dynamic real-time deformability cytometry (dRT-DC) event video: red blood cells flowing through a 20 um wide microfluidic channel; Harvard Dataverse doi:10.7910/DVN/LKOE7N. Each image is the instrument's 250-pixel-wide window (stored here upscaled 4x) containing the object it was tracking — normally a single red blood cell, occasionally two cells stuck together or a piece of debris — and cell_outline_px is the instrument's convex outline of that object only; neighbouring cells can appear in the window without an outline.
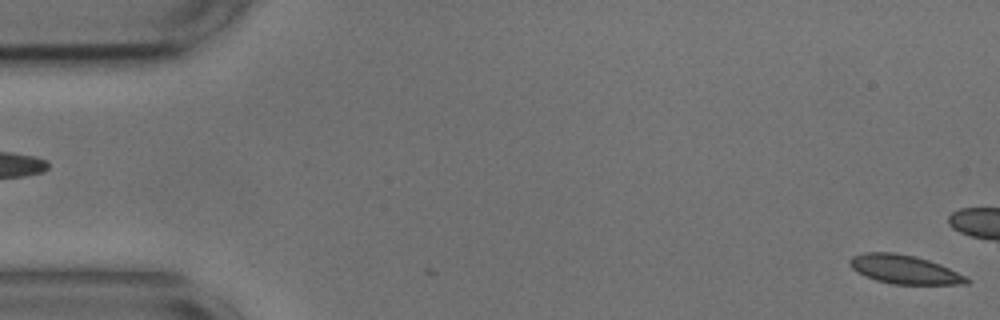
{"species": "common noctule bat (a hibernating species)", "species_latin": "Nyctalus noctula", "temperature_condition": "cold", "stored_images_in_passage": 12, "camera_frame_rate_fps": 3000, "um_per_image_px": 0.085, "animal": {"sex": "male", "body_mass_g": 17.9, "forearm_length_mm": 54.2}, "frame": {"image": 1, "passage_image": 1, "time_ms": 0.0, "image_size_px": [1000, 320], "cell_outline_px": [[972, 280], [968, 284], [892, 284], [876, 280], [864, 276], [856, 272], [848, 264], [848, 260], [852, 256], [864, 252], [892, 252], [916, 256], [940, 264], [968, 276]], "centroid_in_image_um": [76.88, 22.9], "position_along_channel_um": 8.1, "area_um2": 19.88}}